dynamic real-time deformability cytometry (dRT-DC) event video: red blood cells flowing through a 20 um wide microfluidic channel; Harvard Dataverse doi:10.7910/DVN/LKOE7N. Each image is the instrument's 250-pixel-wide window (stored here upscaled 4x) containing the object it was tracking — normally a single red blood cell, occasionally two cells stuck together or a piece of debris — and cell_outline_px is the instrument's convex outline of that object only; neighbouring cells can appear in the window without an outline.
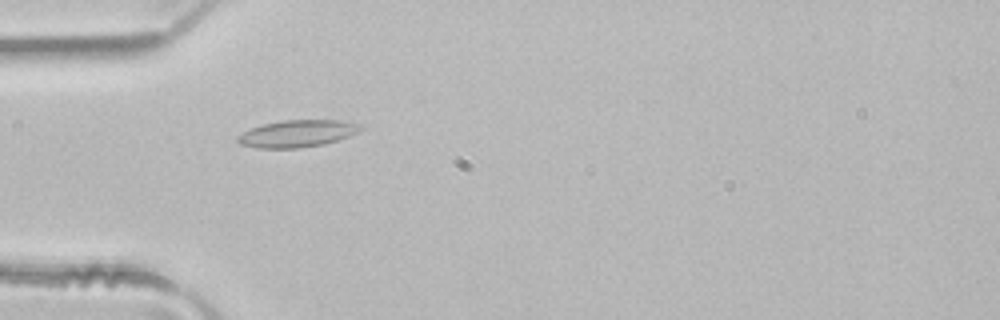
{"species": "common noctule bat (a hibernating species)", "species_latin": "Nyctalus noctula", "temperature_condition": "room temperature", "stored_images_in_passage": 2, "camera_frame_rate_fps": 3000, "um_per_image_px": 0.085, "animal": {"sex": "male", "body_mass_g": 21.5, "forearm_length_mm": 52.0}, "frame": {"image": 1, "passage_image": 1, "time_ms": 0.0, "image_size_px": [1000, 320], "cell_outline_px": [[364, 128], [360, 132], [324, 144], [300, 148], [256, 148], [240, 144], [236, 140], [236, 136], [252, 128], [264, 124], [284, 120], [340, 120], [360, 124]], "centroid_in_image_um": [25.28, 11.35], "position_along_channel_um": 59.7, "area_um2": 19.36}}
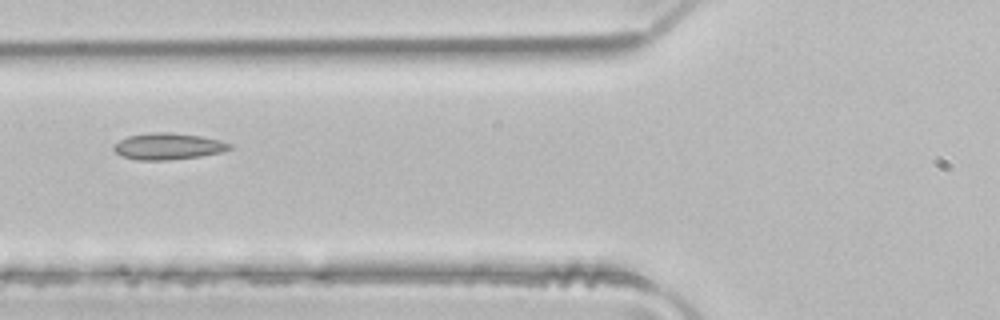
{"frame": {"image": 2, "passage_image": 2, "time_ms": 0.333, "image_size_px": [1000, 320], "cell_outline_px": [[232, 148], [220, 152], [200, 156], [172, 160], [136, 160], [120, 156], [112, 148], [120, 140], [128, 136], [152, 132], [172, 132], [200, 136], [220, 140], [232, 144]], "centroid_in_image_um": [14.28, 12.44], "position_along_channel_um": 111.5, "area_um2": 17.92}}